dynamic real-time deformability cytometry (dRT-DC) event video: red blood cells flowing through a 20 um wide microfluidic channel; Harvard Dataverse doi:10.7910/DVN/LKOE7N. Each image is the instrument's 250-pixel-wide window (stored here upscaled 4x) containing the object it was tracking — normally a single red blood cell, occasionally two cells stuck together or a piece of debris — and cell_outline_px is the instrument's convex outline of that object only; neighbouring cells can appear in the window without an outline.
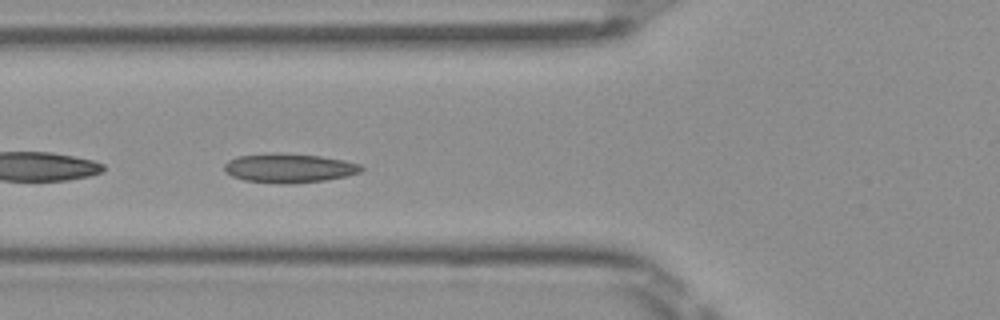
{"species": "Egyptian fruit bat (a non-hibernating species)", "species_latin": "Rousettus aegyptiacus", "temperature_condition": "room temperature", "stored_images_in_passage": 50, "camera_frame_rate_fps": 3000, "um_per_image_px": 0.085, "frame": {"image": 1, "passage_image": 18, "time_ms": 5.667, "image_size_px": [1000, 320], "cell_outline_px": [[364, 168], [360, 172], [344, 176], [324, 180], [288, 184], [280, 184], [244, 180], [232, 176], [224, 172], [224, 164], [228, 160], [236, 156], [276, 152], [280, 152], [320, 156], [344, 160], [360, 164]], "centroid_in_image_um": [24.52, 14.27], "position_along_channel_um": 101.3, "area_um2": 23.41}}
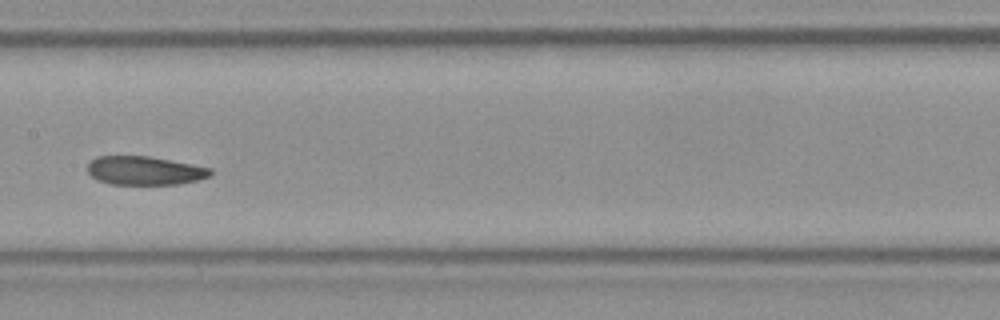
{"frame": {"image": 2, "passage_image": 25, "time_ms": 8.0, "image_size_px": [1000, 320], "cell_outline_px": [[212, 172], [208, 176], [196, 180], [180, 184], [112, 184], [96, 180], [88, 172], [88, 164], [96, 156], [148, 156], [192, 164], [212, 168]], "centroid_in_image_um": [12.28, 14.5], "position_along_channel_um": 195.1, "area_um2": 20.4}}
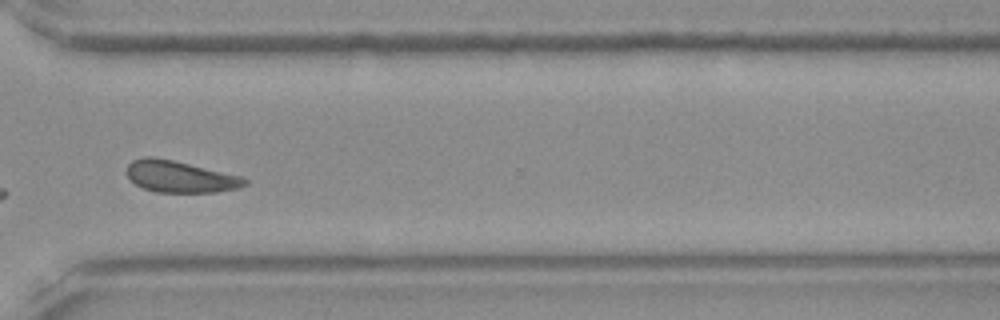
{"frame": {"image": 3, "passage_image": 37, "time_ms": 12.0, "image_size_px": [1000, 320], "cell_outline_px": [[248, 184], [240, 188], [216, 192], [156, 192], [144, 188], [136, 184], [124, 172], [128, 164], [132, 160], [144, 156], [156, 156], [240, 176], [248, 180]], "centroid_in_image_um": [15.28, 15.01], "position_along_channel_um": 355.3, "area_um2": 21.79}, "authors_computed_cell_mechanics": {"area_um2": 21.8195, "velocity_mm_per_s": 4.0091, "shape_relaxation_time_tau1_ms": 8.477, "shape_relaxation_time_tau2_ms": null, "deformation_change_tau1": 0.1412, "deformation_change_tau2": null}}